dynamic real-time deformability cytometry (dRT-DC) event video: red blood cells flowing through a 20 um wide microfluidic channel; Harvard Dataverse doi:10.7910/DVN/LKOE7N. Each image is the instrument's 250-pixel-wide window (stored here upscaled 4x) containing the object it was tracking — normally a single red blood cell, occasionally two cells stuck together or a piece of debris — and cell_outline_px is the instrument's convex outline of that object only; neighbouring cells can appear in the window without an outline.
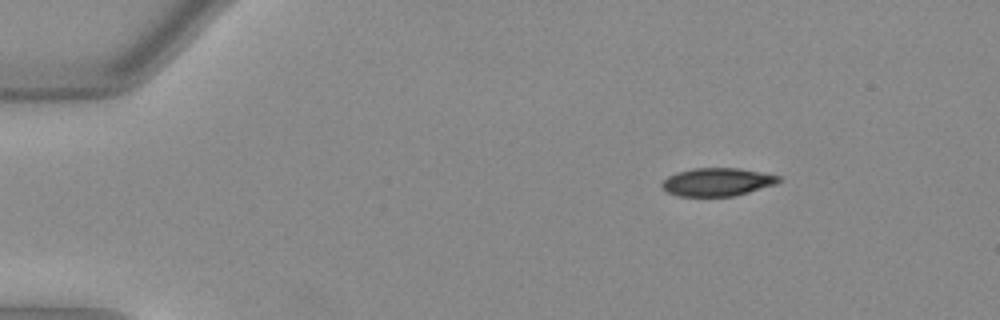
{"species": "Egyptian fruit bat (a non-hibernating species)", "species_latin": "Rousettus aegyptiacus", "temperature_condition": "warm", "stored_images_in_passage": 45, "camera_frame_rate_fps": 3000, "um_per_image_px": 0.085, "animal": {"sex": "female"}, "frame": {"image": 1, "passage_image": 1, "time_ms": 0.0, "image_size_px": [1000, 320], "cell_outline_px": [[784, 180], [776, 184], [736, 196], [676, 196], [668, 192], [660, 184], [668, 176], [676, 172], [692, 168], [740, 168], [780, 176]], "centroid_in_image_um": [60.99, 15.47], "position_along_channel_um": 24.0, "area_um2": 19.25}}
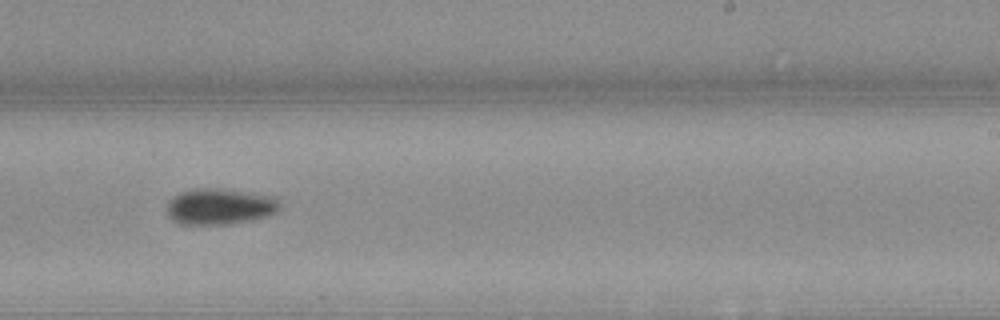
{"frame": {"image": 2, "passage_image": 26, "time_ms": 8.333, "image_size_px": [1000, 320], "cell_outline_px": [[280, 204], [276, 212], [264, 216], [224, 224], [184, 224], [176, 220], [168, 212], [168, 204], [180, 192], [196, 188], [220, 188], [276, 196]], "centroid_in_image_um": [18.72, 17.52], "position_along_channel_um": 270.3, "area_um2": 23.0}}
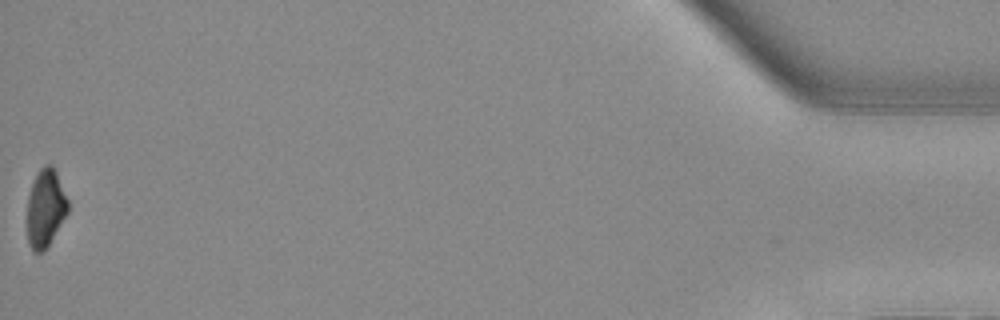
{"frame": {"image": 3, "passage_image": 45, "time_ms": 14.667, "image_size_px": [1000, 320], "cell_outline_px": [[68, 212], [48, 244], [40, 252], [32, 252], [28, 240], [28, 196], [36, 172], [44, 164], [52, 164], [56, 172], [68, 200]], "centroid_in_image_um": [3.86, 17.64], "position_along_channel_um": 431.3, "area_um2": 18.15}, "authors_computed_cell_mechanics": {"area_um2": 20.7502, "velocity_mm_per_s": 4.019, "shape_relaxation_time_tau1_ms": 4.239, "shape_relaxation_time_tau2_ms": null, "deformation_change_tau1": 0.1562, "deformation_change_tau2": null}}